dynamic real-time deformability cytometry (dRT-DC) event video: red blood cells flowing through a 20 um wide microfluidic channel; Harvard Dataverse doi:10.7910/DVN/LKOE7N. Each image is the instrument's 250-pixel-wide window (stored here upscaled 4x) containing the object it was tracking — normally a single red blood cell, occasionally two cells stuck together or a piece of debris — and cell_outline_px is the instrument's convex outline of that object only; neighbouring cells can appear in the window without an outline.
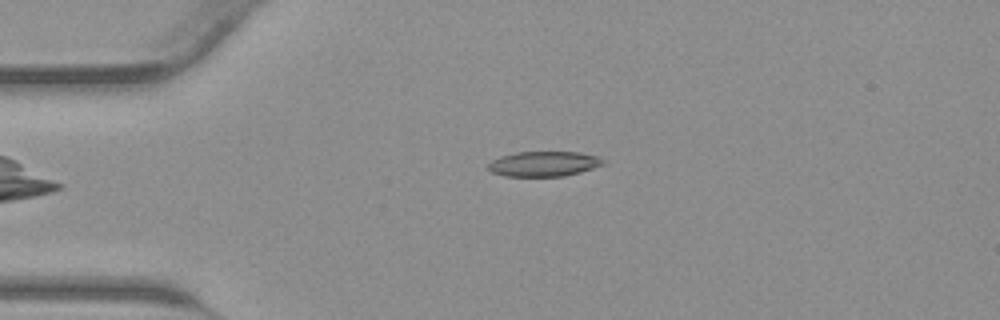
{"species": "common noctule bat (a hibernating species)", "species_latin": "Nyctalus noctula", "temperature_condition": "warm", "stored_images_in_passage": 37, "camera_frame_rate_fps": 3000, "um_per_image_px": 0.085, "animal": {"sex": "male", "body_mass_g": 23.1, "forearm_length_mm": 52.7}, "frame": {"image": 1, "passage_image": 4, "time_ms": 1.0, "image_size_px": [1000, 320], "cell_outline_px": [[604, 164], [580, 172], [564, 176], [504, 176], [492, 172], [488, 168], [488, 164], [492, 160], [500, 156], [516, 152], [580, 152], [596, 156], [604, 160]], "centroid_in_image_um": [46.2, 13.92], "position_along_channel_um": 38.8, "area_um2": 16.7}}
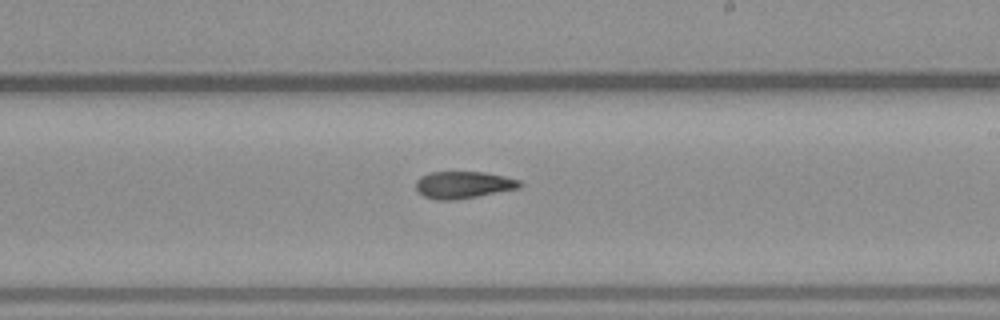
{"frame": {"image": 2, "passage_image": 19, "time_ms": 6.0, "image_size_px": [1000, 320], "cell_outline_px": [[524, 184], [520, 188], [456, 200], [436, 200], [424, 196], [416, 192], [416, 180], [420, 176], [432, 172], [484, 172], [504, 176], [520, 180]], "centroid_in_image_um": [39.38, 15.71], "position_along_channel_um": 249.6, "area_um2": 16.53}}
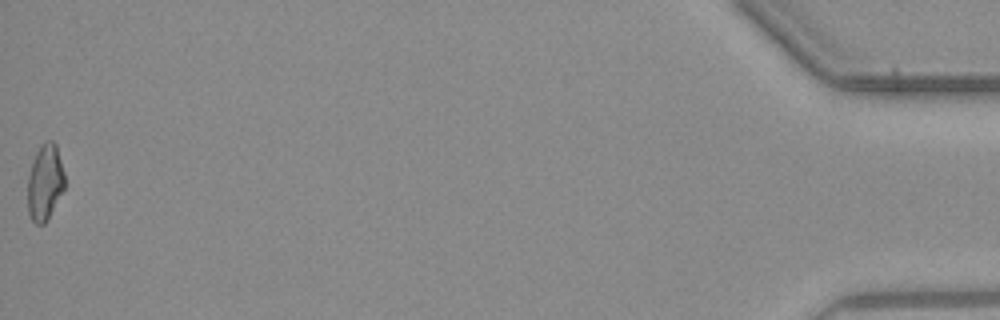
{"frame": {"image": 3, "passage_image": 37, "time_ms": 12.0, "image_size_px": [1000, 320], "cell_outline_px": [[64, 188], [44, 224], [36, 224], [32, 220], [28, 212], [28, 176], [36, 152], [40, 144], [48, 140], [52, 140], [56, 144], [64, 172]], "centroid_in_image_um": [3.81, 15.47], "position_along_channel_um": 431.4, "area_um2": 16.13}}